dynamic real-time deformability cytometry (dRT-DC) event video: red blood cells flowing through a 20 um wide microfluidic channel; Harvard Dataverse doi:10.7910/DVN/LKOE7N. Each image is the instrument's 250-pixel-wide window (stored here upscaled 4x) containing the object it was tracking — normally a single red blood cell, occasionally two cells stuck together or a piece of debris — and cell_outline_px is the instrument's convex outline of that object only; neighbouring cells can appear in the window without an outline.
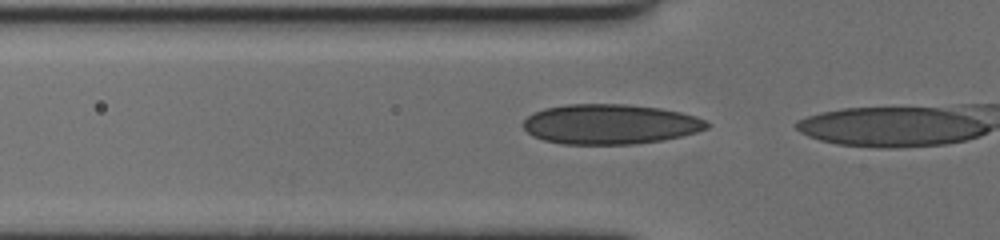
{"species": "human", "species_latin": "Homo sapiens", "temperature_condition": "cold", "stored_images_in_passage": 18, "camera_frame_rate_fps": 3000, "um_per_image_px": 0.085, "donor": {"sex": "female"}, "frame": {"image": 1, "passage_image": 13, "time_ms": 4.0, "image_size_px": [1000, 240], "cell_outline_px": [[712, 124], [708, 128], [696, 132], [664, 140], [632, 144], [564, 144], [544, 140], [532, 136], [524, 128], [524, 120], [532, 112], [544, 108], [568, 104], [624, 104], [660, 108], [680, 112], [696, 116]], "centroid_in_image_um": [51.86, 10.55], "position_along_channel_um": 73.9, "area_um2": 42.83}}
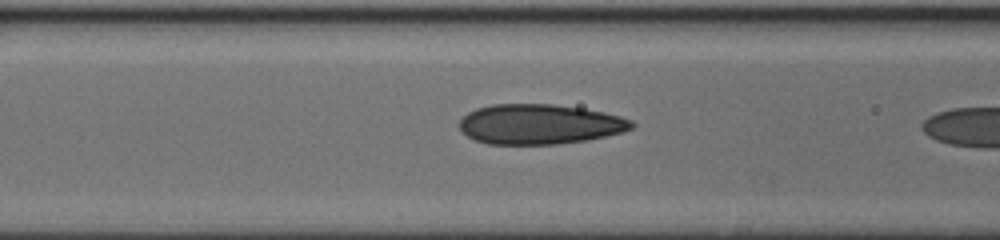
{"frame": {"image": 2, "passage_image": 17, "time_ms": 5.333, "image_size_px": [1000, 240], "cell_outline_px": [[636, 124], [632, 128], [620, 132], [604, 136], [584, 140], [556, 144], [488, 144], [476, 140], [468, 136], [460, 128], [460, 120], [468, 112], [476, 108], [492, 104], [552, 104], [584, 108], [604, 112], [620, 116], [632, 120]], "centroid_in_image_um": [45.87, 10.54], "position_along_channel_um": 120.7, "area_um2": 40.0}}